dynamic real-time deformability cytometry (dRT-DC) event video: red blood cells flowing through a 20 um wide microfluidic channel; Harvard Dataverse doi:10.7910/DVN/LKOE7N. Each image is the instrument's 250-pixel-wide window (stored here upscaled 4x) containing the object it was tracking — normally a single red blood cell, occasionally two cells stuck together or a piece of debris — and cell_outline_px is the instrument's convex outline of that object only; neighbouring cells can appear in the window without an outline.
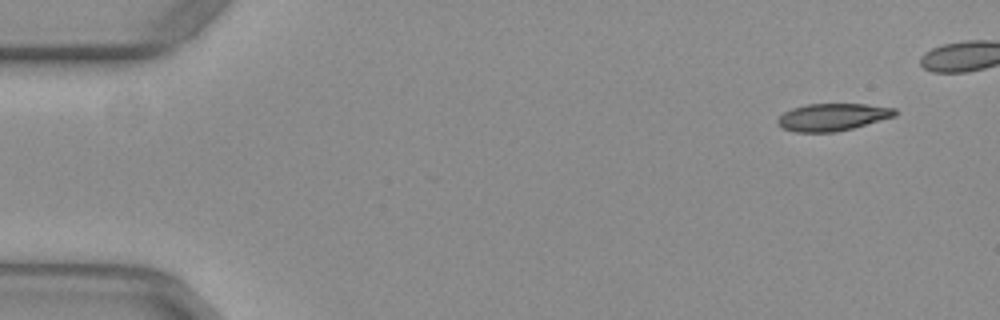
{"species": "common noctule bat (a hibernating species)", "species_latin": "Nyctalus noctula", "temperature_condition": "warm", "stored_images_in_passage": 14, "camera_frame_rate_fps": 3000, "um_per_image_px": 0.085, "animal": {"sex": "female", "body_mass_g": 29.2, "forearm_length_mm": 56.3}, "frame": {"image": 1, "passage_image": 1, "time_ms": 0.0, "image_size_px": [1000, 320], "cell_outline_px": [[896, 116], [852, 128], [836, 132], [796, 132], [780, 128], [776, 124], [776, 120], [784, 112], [792, 108], [804, 104], [868, 104], [896, 108]], "centroid_in_image_um": [70.73, 9.95], "position_along_channel_um": 14.3, "area_um2": 18.84}}